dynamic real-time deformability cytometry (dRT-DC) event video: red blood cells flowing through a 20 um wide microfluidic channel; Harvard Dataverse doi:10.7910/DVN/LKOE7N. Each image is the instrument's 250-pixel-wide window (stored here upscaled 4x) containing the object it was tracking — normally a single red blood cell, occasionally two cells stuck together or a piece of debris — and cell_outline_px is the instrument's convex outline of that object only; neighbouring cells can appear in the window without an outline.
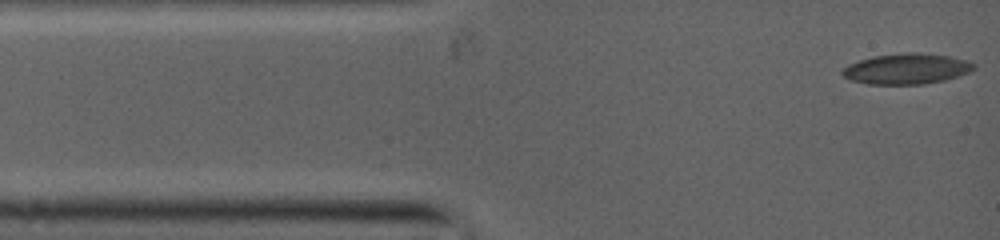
{"species": "common noctule bat (a hibernating species)", "species_latin": "Nyctalus noctula", "temperature_condition": "warm", "stored_images_in_passage": 12, "camera_frame_rate_fps": 5000, "um_per_image_px": 0.085, "animal": {"sex": "female", "body_mass_g": 19.0, "forearm_length_mm": 53.3}, "frame": {"image": 1, "passage_image": 1, "time_ms": 0.0, "image_size_px": [1000, 240], "cell_outline_px": [[976, 68], [960, 76], [944, 80], [924, 84], [868, 84], [848, 80], [840, 72], [848, 64], [860, 60], [876, 56], [912, 52], [948, 56], [964, 60], [976, 64]], "centroid_in_image_um": [77.05, 5.86], "position_along_channel_um": 8.0, "area_um2": 23.24}}
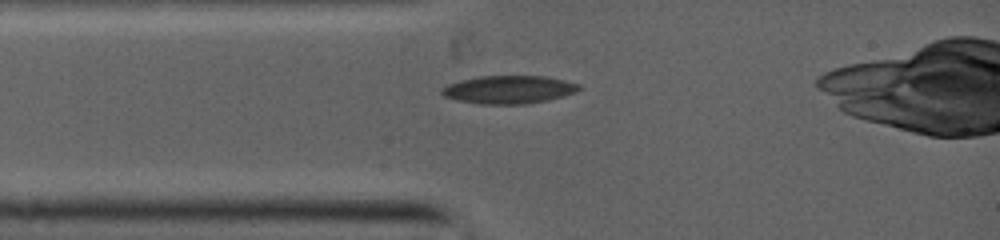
{"frame": {"image": 2, "passage_image": 12, "time_ms": 2.0, "image_size_px": [1000, 240], "cell_outline_px": [[580, 88], [576, 92], [564, 96], [548, 100], [524, 104], [484, 104], [460, 100], [444, 96], [440, 92], [448, 84], [460, 80], [480, 76], [548, 76], [580, 84]], "centroid_in_image_um": [43.29, 7.6], "position_along_channel_um": 41.7, "area_um2": 22.25}}